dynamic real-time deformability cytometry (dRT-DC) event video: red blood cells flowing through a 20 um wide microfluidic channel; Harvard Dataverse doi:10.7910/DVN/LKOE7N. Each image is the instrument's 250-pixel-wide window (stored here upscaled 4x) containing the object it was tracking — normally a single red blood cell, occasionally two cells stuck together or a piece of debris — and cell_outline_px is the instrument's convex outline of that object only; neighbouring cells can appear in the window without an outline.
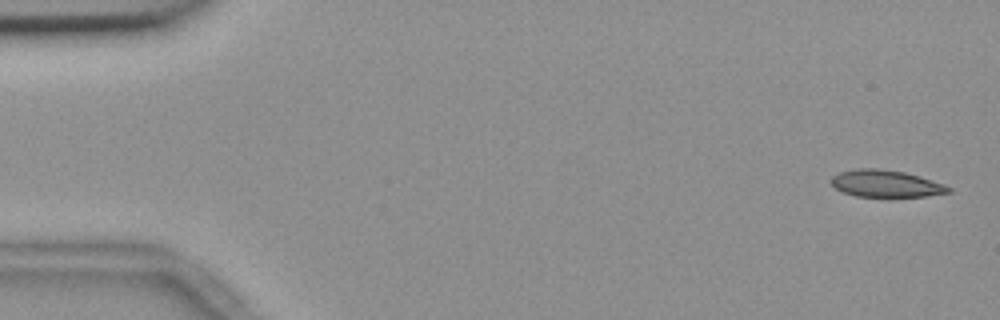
{"species": "common noctule bat (a hibernating species)", "species_latin": "Nyctalus noctula", "temperature_condition": "room temperature", "stored_images_in_passage": 55, "camera_frame_rate_fps": 3000, "um_per_image_px": 0.085, "animal": {"sex": "female", "body_mass_g": 18.4}, "frame": {"image": 1, "passage_image": 2, "time_ms": 0.333, "image_size_px": [1000, 320], "cell_outline_px": [[952, 192], [924, 196], [888, 200], [856, 196], [844, 192], [836, 188], [832, 184], [832, 176], [840, 172], [860, 168], [876, 168], [904, 172], [920, 176], [944, 184], [952, 188]], "centroid_in_image_um": [75.34, 15.66], "position_along_channel_um": 9.7, "area_um2": 19.19}}
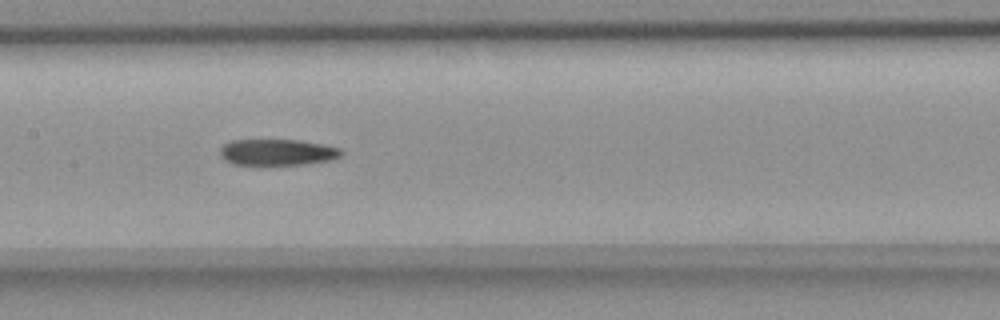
{"frame": {"image": 2, "passage_image": 27, "time_ms": 8.667, "image_size_px": [1000, 320], "cell_outline_px": [[344, 152], [336, 160], [304, 164], [260, 168], [232, 164], [224, 160], [220, 156], [220, 148], [228, 140], [300, 140], [324, 144], [340, 148]], "centroid_in_image_um": [23.55, 12.99], "position_along_channel_um": 183.9, "area_um2": 19.77}}
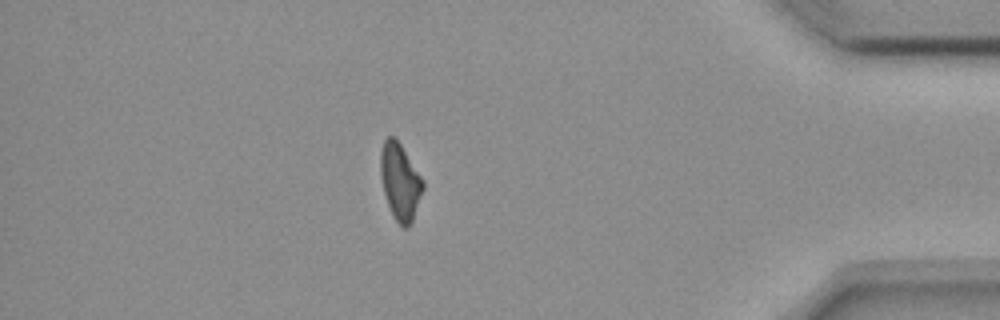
{"frame": {"image": 3, "passage_image": 48, "time_ms": 15.667, "image_size_px": [1000, 320], "cell_outline_px": [[424, 188], [412, 220], [408, 228], [404, 228], [396, 220], [388, 204], [384, 192], [380, 176], [380, 152], [384, 140], [388, 136], [392, 136], [400, 144], [424, 180]], "centroid_in_image_um": [34.0, 15.43], "position_along_channel_um": 401.2, "area_um2": 18.67}}